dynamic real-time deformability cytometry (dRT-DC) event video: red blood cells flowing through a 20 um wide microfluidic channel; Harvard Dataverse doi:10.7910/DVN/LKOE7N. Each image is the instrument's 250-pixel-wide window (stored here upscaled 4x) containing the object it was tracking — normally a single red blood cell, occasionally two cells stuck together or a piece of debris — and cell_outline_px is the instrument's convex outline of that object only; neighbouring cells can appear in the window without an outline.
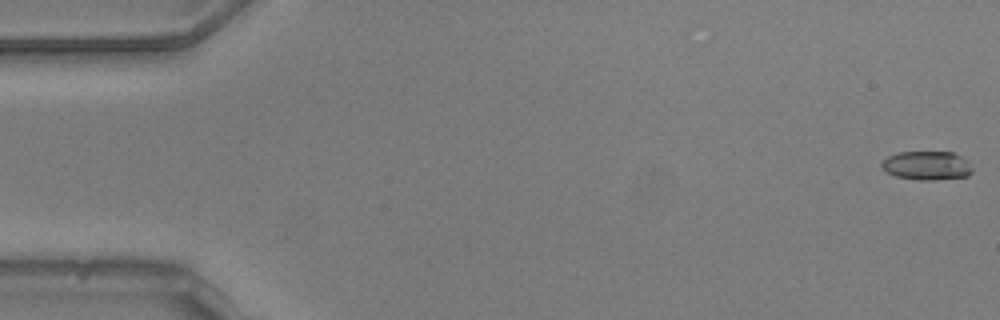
{"species": "common noctule bat (a hibernating species)", "species_latin": "Nyctalus noctula", "temperature_condition": "warm", "stored_images_in_passage": 54, "camera_frame_rate_fps": 3000, "um_per_image_px": 0.085, "animal": {"sex": "male", "body_mass_g": 20.5, "forearm_length_mm": 52.5}, "frame": {"image": 1, "passage_image": 1, "time_ms": 0.0, "image_size_px": [1000, 320], "cell_outline_px": [[972, 172], [968, 176], [936, 180], [916, 180], [896, 176], [880, 168], [880, 164], [888, 156], [896, 152], [952, 152], [968, 160], [972, 168]], "centroid_in_image_um": [78.78, 14.07], "position_along_channel_um": 6.2, "area_um2": 15.37}}
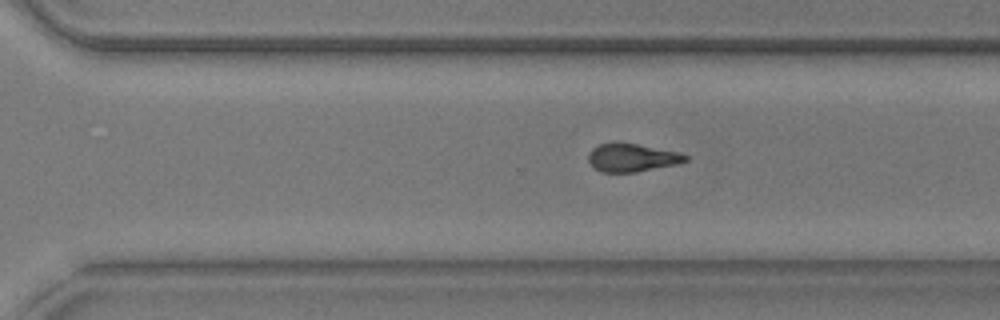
{"frame": {"image": 2, "passage_image": 37, "time_ms": 12.0, "image_size_px": [1000, 320], "cell_outline_px": [[688, 160], [676, 164], [636, 172], [600, 172], [592, 168], [588, 160], [588, 152], [592, 148], [600, 144], [616, 140], [676, 152], [688, 156]], "centroid_in_image_um": [53.62, 13.39], "position_along_channel_um": 317.0, "area_um2": 16.07}}
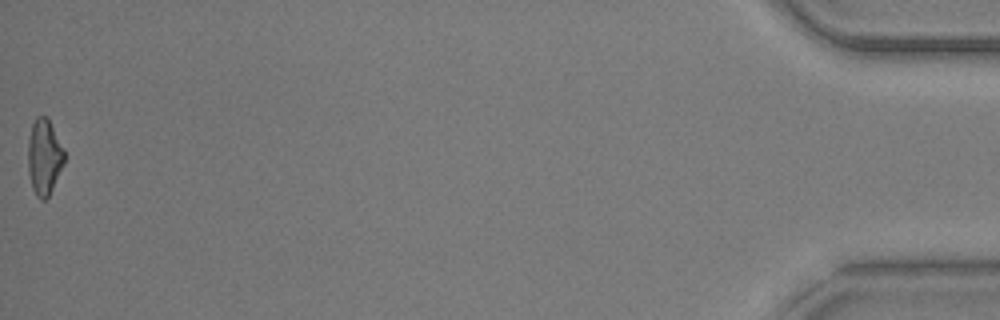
{"frame": {"image": 3, "passage_image": 54, "time_ms": 17.667, "image_size_px": [1000, 320], "cell_outline_px": [[64, 164], [48, 196], [44, 200], [40, 200], [36, 196], [32, 188], [28, 172], [28, 140], [32, 124], [36, 116], [48, 116], [64, 148]], "centroid_in_image_um": [3.75, 13.31], "position_along_channel_um": 431.4, "area_um2": 16.18}, "authors_computed_cell_mechanics": {"area_um2": 16.2418, "velocity_mm_per_s": 3.804, "shape_relaxation_time_tau1_ms": 2.3262, "shape_relaxation_time_tau2_ms": 3.2364, "deformation_change_tau1": 0.1614, "deformation_change_tau2": 0.1349}}